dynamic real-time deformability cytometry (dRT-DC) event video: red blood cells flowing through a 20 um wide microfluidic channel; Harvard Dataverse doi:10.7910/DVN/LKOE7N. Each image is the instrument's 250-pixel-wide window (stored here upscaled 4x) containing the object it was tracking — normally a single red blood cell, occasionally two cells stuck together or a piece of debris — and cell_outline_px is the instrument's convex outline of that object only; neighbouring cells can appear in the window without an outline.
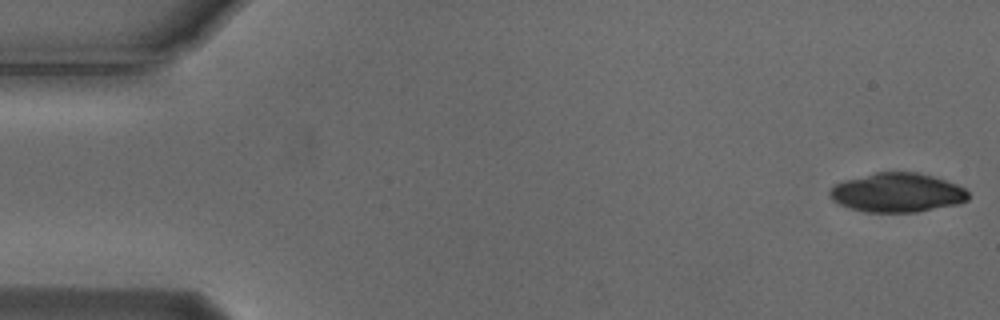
{"species": "Egyptian fruit bat (a non-hibernating species)", "species_latin": "Rousettus aegyptiacus", "temperature_condition": "cold", "stored_images_in_passage": 54, "camera_frame_rate_fps": 3000, "um_per_image_px": 0.085, "animal": {"sex": "male"}, "frame": {"image": 1, "passage_image": 1, "time_ms": 0.0, "image_size_px": [1000, 320], "cell_outline_px": [[968, 200], [956, 204], [916, 212], [864, 212], [840, 204], [832, 200], [828, 192], [832, 184], [844, 180], [876, 172], [916, 172], [932, 176], [956, 184], [964, 188], [968, 192]], "centroid_in_image_um": [76.22, 16.37], "position_along_channel_um": 8.8, "area_um2": 31.5}}
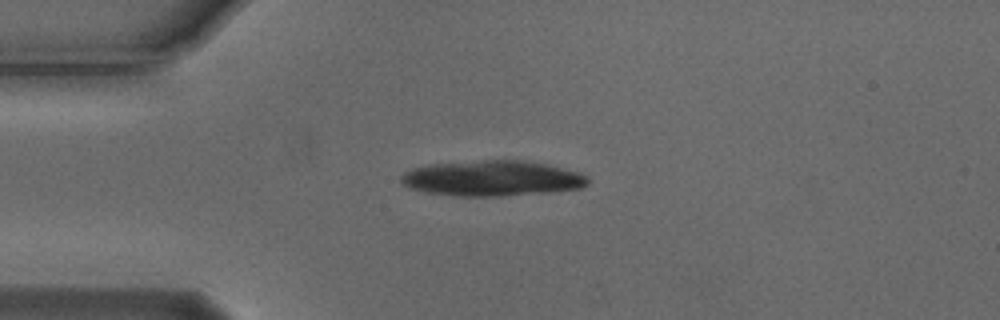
{"frame": {"image": 2, "passage_image": 13, "time_ms": 4.0, "image_size_px": [1000, 320], "cell_outline_px": [[588, 184], [580, 188], [544, 192], [500, 196], [452, 196], [424, 192], [408, 188], [400, 180], [400, 176], [404, 172], [412, 168], [428, 164], [484, 160], [520, 160], [544, 164], [584, 172], [588, 176]], "centroid_in_image_um": [41.8, 15.15], "position_along_channel_um": 43.2, "area_um2": 38.78}}